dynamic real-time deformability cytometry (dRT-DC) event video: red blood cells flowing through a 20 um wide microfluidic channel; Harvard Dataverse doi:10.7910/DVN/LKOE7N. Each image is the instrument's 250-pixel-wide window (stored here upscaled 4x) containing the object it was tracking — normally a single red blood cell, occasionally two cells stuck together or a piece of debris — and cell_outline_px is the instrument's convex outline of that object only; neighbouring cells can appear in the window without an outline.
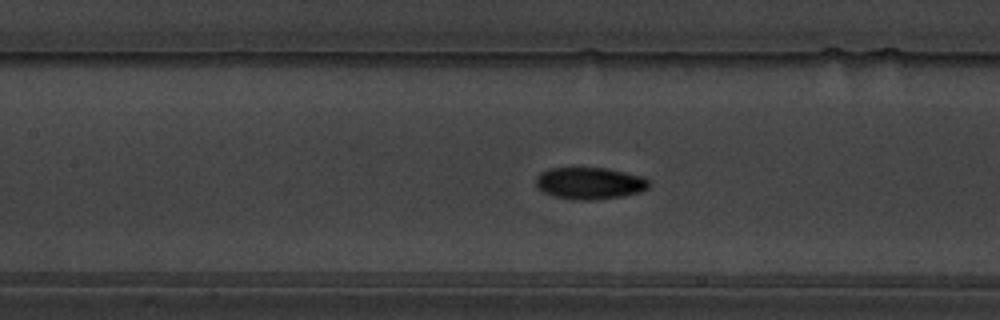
{"species": "common noctule bat (a hibernating species)", "species_latin": "Nyctalus noctula", "temperature_condition": "warm", "stored_images_in_passage": 58, "camera_frame_rate_fps": 3000, "um_per_image_px": 0.085, "animal": {"sex": "male", "body_mass_g": 19.5, "forearm_length_mm": 54.6}, "frame": {"image": 1, "passage_image": 27, "time_ms": 8.667, "image_size_px": [1000, 320], "cell_outline_px": [[648, 188], [640, 192], [624, 196], [592, 200], [580, 200], [556, 196], [544, 192], [536, 184], [536, 176], [540, 172], [548, 168], [604, 168], [644, 176], [648, 180]], "centroid_in_image_um": [50.14, 15.57], "position_along_channel_um": 157.3, "area_um2": 20.87}}
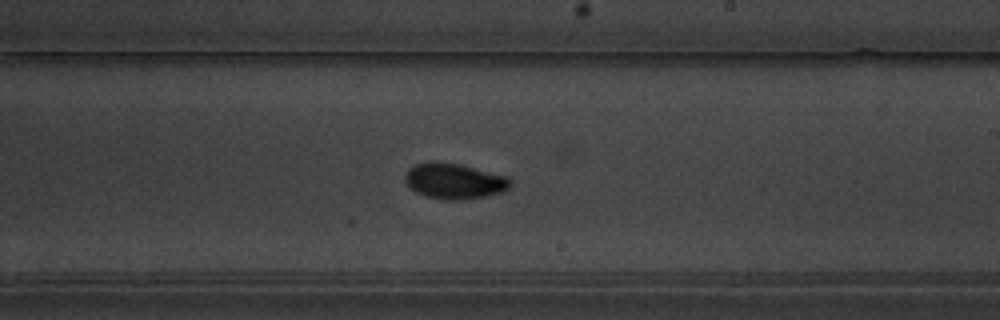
{"frame": {"image": 2, "passage_image": 35, "time_ms": 11.333, "image_size_px": [1000, 320], "cell_outline_px": [[512, 184], [504, 192], [488, 196], [460, 200], [448, 200], [424, 196], [408, 188], [404, 180], [404, 176], [408, 168], [416, 164], [432, 160], [460, 164], [508, 176], [512, 180]], "centroid_in_image_um": [38.61, 15.39], "position_along_channel_um": 250.4, "area_um2": 22.37}}
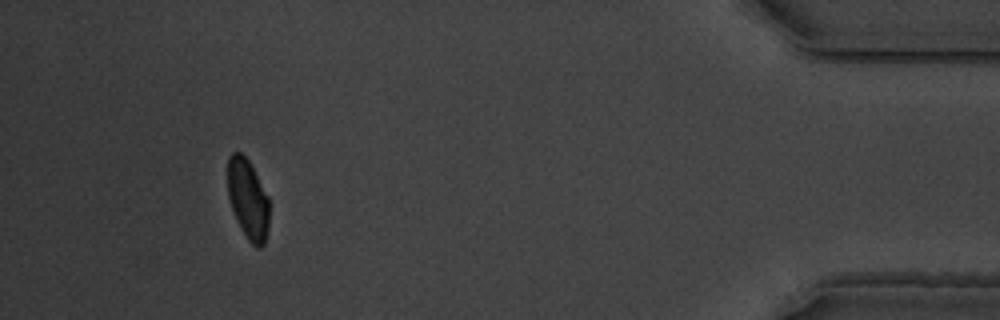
{"frame": {"image": 3, "passage_image": 54, "time_ms": 17.667, "image_size_px": [1000, 320], "cell_outline_px": [[268, 228], [264, 244], [260, 248], [256, 248], [248, 240], [240, 228], [236, 220], [228, 196], [228, 156], [232, 152], [240, 152], [248, 160], [268, 196]], "centroid_in_image_um": [21.06, 16.95], "position_along_channel_um": 414.1, "area_um2": 19.25}, "authors_computed_cell_mechanics": {"area_um2": 20.3167, "velocity_mm_per_s": 3.504, "shape_relaxation_time_tau1_ms": 2.8385, "shape_relaxation_time_tau2_ms": 1.9808, "deformation_change_tau1": 0.1202, "deformation_change_tau2": 0.0537}}